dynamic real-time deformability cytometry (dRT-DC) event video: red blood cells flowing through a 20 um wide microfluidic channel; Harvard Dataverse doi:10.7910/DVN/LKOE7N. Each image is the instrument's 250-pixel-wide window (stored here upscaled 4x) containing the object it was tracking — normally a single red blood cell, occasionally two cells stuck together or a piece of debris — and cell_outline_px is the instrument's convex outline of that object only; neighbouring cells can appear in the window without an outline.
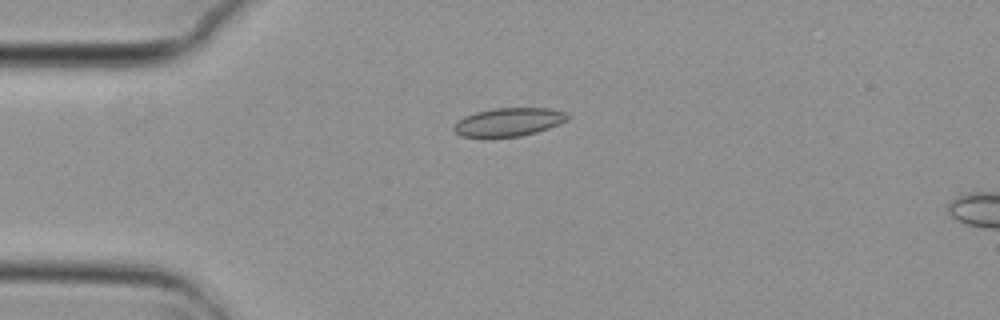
{"species": "common noctule bat (a hibernating species)", "species_latin": "Nyctalus noctula", "temperature_condition": "cold", "stored_images_in_passage": 2, "camera_frame_rate_fps": 3000, "um_per_image_px": 0.085, "animal": {"sex": "female", "body_mass_g": 29.2, "forearm_length_mm": 56.3}, "frame": {"image": 1, "passage_image": 1, "time_ms": 0.0, "image_size_px": [1000, 320], "cell_outline_px": [[572, 116], [568, 120], [560, 124], [536, 132], [520, 136], [460, 136], [452, 128], [456, 120], [464, 116], [476, 112], [496, 108], [548, 108], [568, 112]], "centroid_in_image_um": [43.28, 10.35], "position_along_channel_um": 41.7, "area_um2": 18.79}}